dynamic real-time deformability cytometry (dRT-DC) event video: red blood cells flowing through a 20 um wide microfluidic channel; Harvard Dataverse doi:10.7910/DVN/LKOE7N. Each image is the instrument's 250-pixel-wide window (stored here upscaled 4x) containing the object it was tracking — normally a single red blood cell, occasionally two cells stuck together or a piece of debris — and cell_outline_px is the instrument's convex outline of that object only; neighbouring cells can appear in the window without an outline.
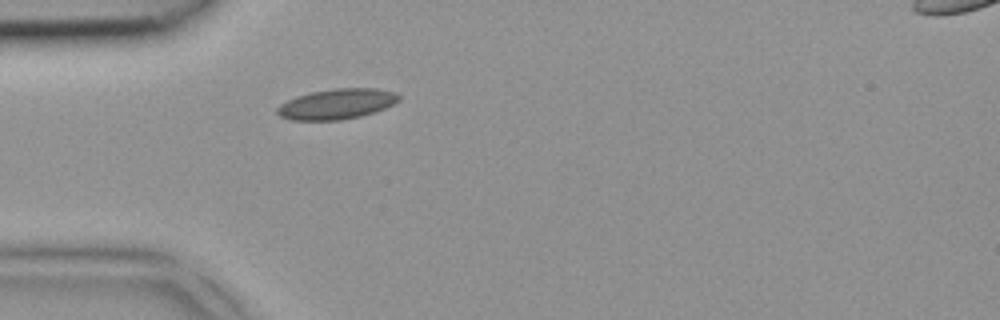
{"species": "common noctule bat (a hibernating species)", "species_latin": "Nyctalus noctula", "temperature_condition": "room temperature", "stored_images_in_passage": 1, "camera_frame_rate_fps": 3000, "um_per_image_px": 0.085, "animal": {"sex": "female", "body_mass_g": 18.4}, "frame": {"image": 1, "passage_image": 1, "time_ms": 0.0, "image_size_px": [1000, 320], "cell_outline_px": [[400, 100], [376, 112], [360, 116], [340, 120], [292, 120], [280, 116], [276, 112], [276, 108], [280, 104], [296, 96], [312, 92], [332, 88], [376, 88], [396, 92], [400, 96]], "centroid_in_image_um": [28.63, 8.83], "position_along_channel_um": 56.4, "area_um2": 21.56}}